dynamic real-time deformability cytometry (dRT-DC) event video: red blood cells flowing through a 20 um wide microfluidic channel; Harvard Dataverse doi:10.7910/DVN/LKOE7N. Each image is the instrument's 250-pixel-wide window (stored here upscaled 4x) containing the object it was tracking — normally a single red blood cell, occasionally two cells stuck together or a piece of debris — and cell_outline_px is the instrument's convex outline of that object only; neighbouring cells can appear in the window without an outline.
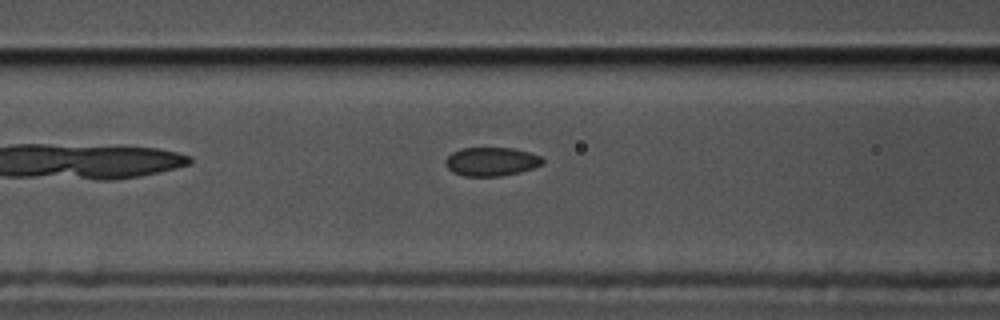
{"species": "common noctule bat (a hibernating species)", "species_latin": "Nyctalus noctula", "temperature_condition": "cold", "stored_images_in_passage": 38, "camera_frame_rate_fps": 3000, "um_per_image_px": 0.085, "animal": {"sex": "male", "body_mass_g": 17.5, "forearm_length_mm": 52.3}, "frame": {"image": 1, "passage_image": 5, "time_ms": 1.333, "image_size_px": [1000, 320], "cell_outline_px": [[544, 164], [520, 172], [500, 176], [464, 176], [452, 172], [448, 168], [444, 160], [452, 152], [460, 148], [512, 148], [528, 152], [540, 156], [544, 160]], "centroid_in_image_um": [41.75, 13.73], "position_along_channel_um": 124.8, "area_um2": 16.24}}
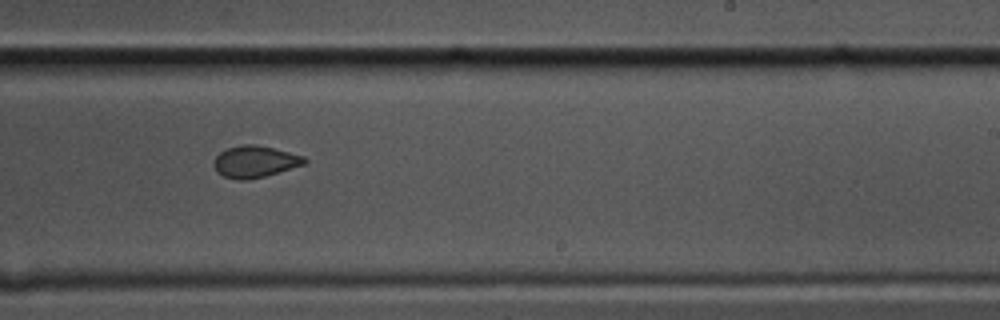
{"frame": {"image": 2, "passage_image": 17, "time_ms": 5.333, "image_size_px": [1000, 320], "cell_outline_px": [[308, 160], [304, 164], [264, 176], [248, 180], [236, 180], [224, 176], [216, 172], [212, 164], [212, 160], [220, 152], [228, 148], [244, 144], [256, 144], [304, 156]], "centroid_in_image_um": [21.61, 13.74], "position_along_channel_um": 267.4, "area_um2": 16.7}}
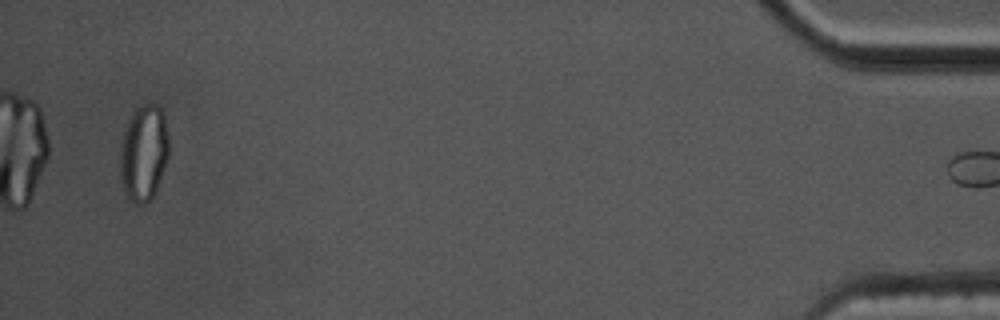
{"frame": {"image": 3, "passage_image": 37, "time_ms": 12.0, "image_size_px": [1000, 320], "cell_outline_px": [[168, 156], [156, 192], [152, 200], [144, 204], [136, 204], [128, 200], [124, 192], [120, 180], [120, 152], [124, 132], [128, 120], [136, 108], [144, 104], [156, 104], [160, 108], [164, 116], [168, 136]], "centroid_in_image_um": [12.21, 13.05], "position_along_channel_um": 423.0, "area_um2": 27.51}}